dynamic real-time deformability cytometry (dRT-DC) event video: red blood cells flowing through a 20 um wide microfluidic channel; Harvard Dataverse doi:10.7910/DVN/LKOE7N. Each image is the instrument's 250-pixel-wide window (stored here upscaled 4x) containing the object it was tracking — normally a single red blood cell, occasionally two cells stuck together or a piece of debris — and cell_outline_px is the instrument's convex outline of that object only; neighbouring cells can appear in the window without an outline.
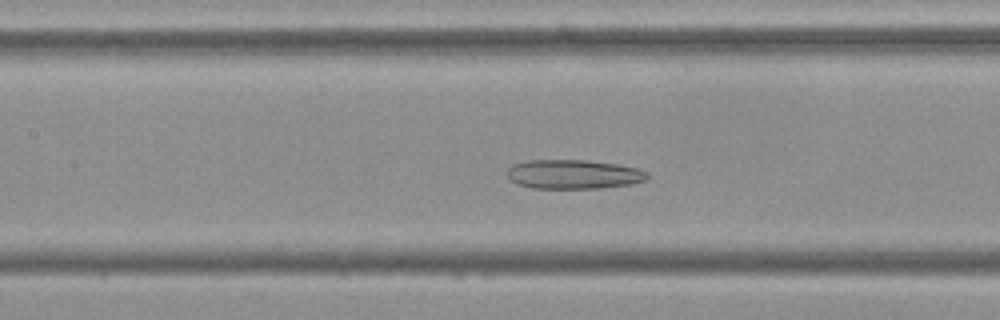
{"species": "Egyptian fruit bat (a non-hibernating species)", "species_latin": "Rousettus aegyptiacus", "temperature_condition": "cold", "stored_images_in_passage": 53, "camera_frame_rate_fps": 3000, "um_per_image_px": 0.085, "frame": {"image": 1, "passage_image": 23, "time_ms": 7.333, "image_size_px": [1000, 320], "cell_outline_px": [[648, 180], [632, 184], [600, 188], [532, 188], [516, 184], [508, 180], [504, 172], [512, 164], [524, 160], [588, 160], [616, 164], [636, 168], [648, 172]], "centroid_in_image_um": [48.68, 14.81], "position_along_channel_um": 158.7, "area_um2": 24.28}}
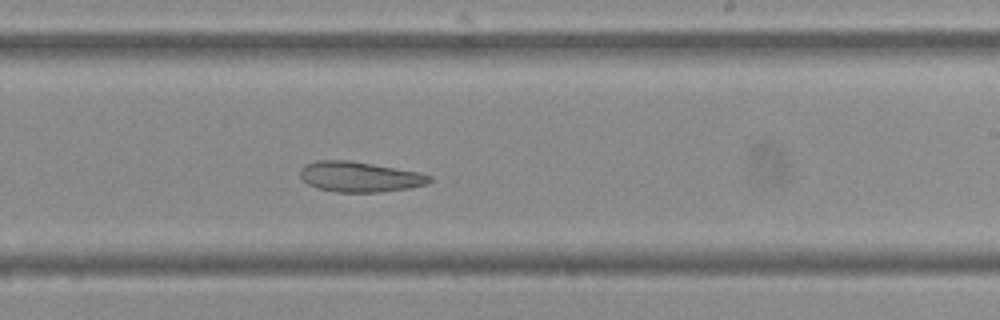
{"frame": {"image": 2, "passage_image": 31, "time_ms": 10.0, "image_size_px": [1000, 320], "cell_outline_px": [[432, 180], [428, 184], [412, 188], [380, 192], [336, 192], [316, 188], [308, 184], [300, 176], [300, 168], [304, 164], [316, 160], [352, 160], [420, 172], [432, 176]], "centroid_in_image_um": [30.59, 15.02], "position_along_channel_um": 258.4, "area_um2": 23.24}}
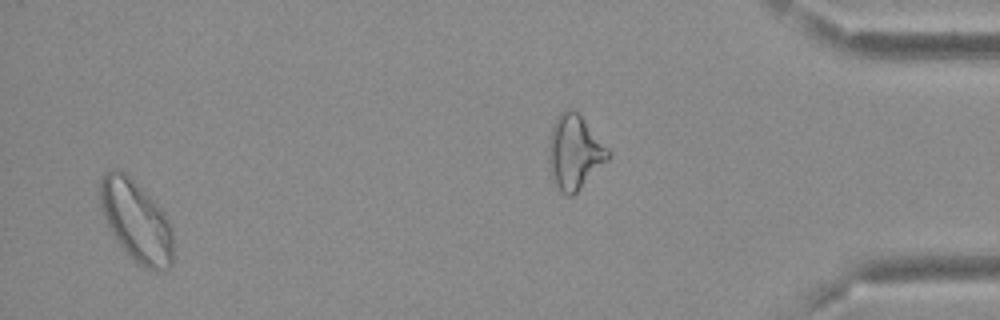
{"frame": {"image": 3, "passage_image": 51, "time_ms": 16.667, "image_size_px": [1000, 320], "cell_outline_px": [[172, 264], [168, 268], [156, 272], [140, 264], [116, 240], [100, 208], [100, 176], [104, 172], [112, 168], [120, 168], [164, 212], [172, 224]], "centroid_in_image_um": [11.57, 18.75], "position_along_channel_um": 423.6, "area_um2": 34.1}, "authors_computed_cell_mechanics": {"area_um2": 28.5532, "velocity_mm_per_s": 3.7547, "shape_relaxation_time_tau1_ms": null, "shape_relaxation_time_tau2_ms": 5.5075, "deformation_change_tau1": null, "deformation_change_tau2": 0.1271}}